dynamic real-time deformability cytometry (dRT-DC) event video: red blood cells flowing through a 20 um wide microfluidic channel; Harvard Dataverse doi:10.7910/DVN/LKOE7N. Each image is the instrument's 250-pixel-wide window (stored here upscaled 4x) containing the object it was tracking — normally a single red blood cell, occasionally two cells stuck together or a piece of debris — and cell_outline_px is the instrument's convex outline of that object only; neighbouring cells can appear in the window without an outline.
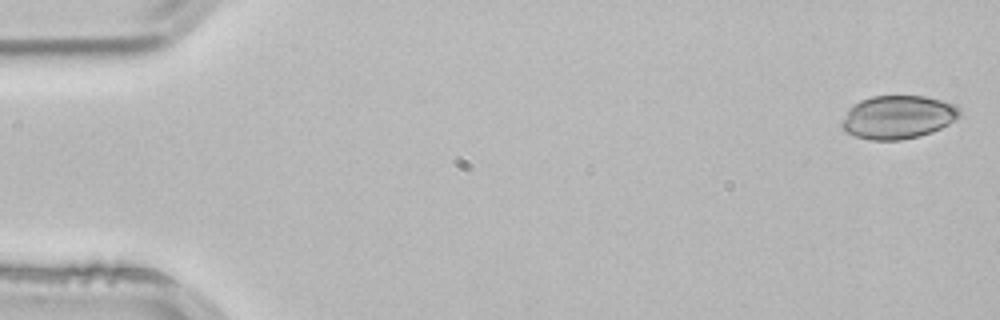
{"species": "common noctule bat (a hibernating species)", "species_latin": "Nyctalus noctula", "temperature_condition": "room temperature", "stored_images_in_passage": 3, "camera_frame_rate_fps": 3000, "um_per_image_px": 0.085, "animal": {"sex": "male", "body_mass_g": 21.5, "forearm_length_mm": 52.0}, "frame": {"image": 1, "passage_image": 1, "time_ms": 0.0, "image_size_px": [1000, 320], "cell_outline_px": [[960, 116], [948, 124], [932, 132], [920, 136], [900, 140], [868, 140], [844, 132], [840, 124], [848, 108], [860, 100], [872, 96], [924, 96], [956, 104], [960, 108]], "centroid_in_image_um": [76.3, 9.96], "position_along_channel_um": 8.7, "area_um2": 29.94}}
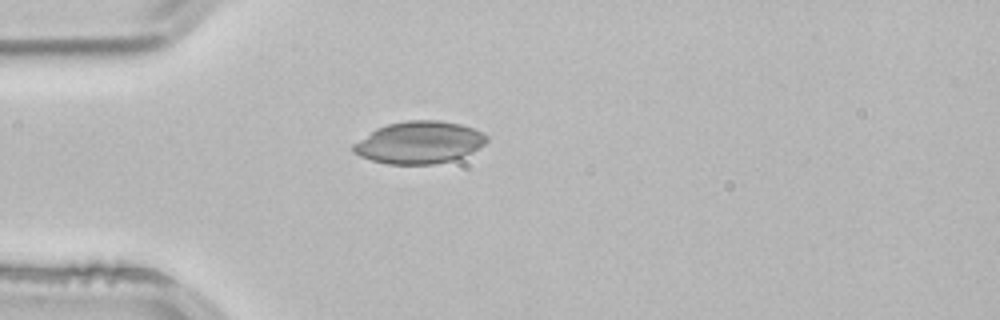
{"frame": {"image": 2, "passage_image": 3, "time_ms": 0.667, "image_size_px": [1000, 320], "cell_outline_px": [[488, 140], [484, 144], [472, 152], [464, 156], [452, 160], [432, 164], [388, 164], [372, 160], [360, 156], [352, 152], [352, 144], [376, 128], [388, 124], [408, 120], [440, 120], [460, 124], [484, 132], [488, 136]], "centroid_in_image_um": [35.63, 12.1], "position_along_channel_um": 49.4, "area_um2": 32.83}}